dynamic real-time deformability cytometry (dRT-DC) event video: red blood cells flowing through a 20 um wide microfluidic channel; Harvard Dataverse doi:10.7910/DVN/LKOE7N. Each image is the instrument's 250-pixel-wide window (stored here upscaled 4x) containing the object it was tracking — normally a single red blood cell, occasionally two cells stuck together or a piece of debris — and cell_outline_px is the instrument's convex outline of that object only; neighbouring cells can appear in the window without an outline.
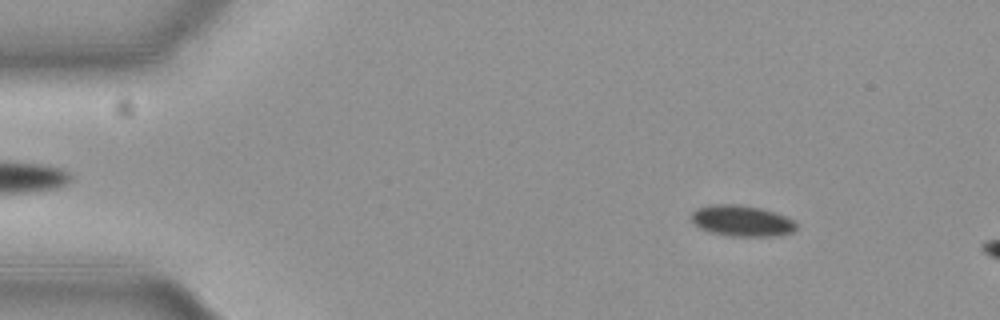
{"species": "common noctule bat (a hibernating species)", "species_latin": "Nyctalus noctula", "temperature_condition": "cold", "stored_images_in_passage": 14, "camera_frame_rate_fps": 3000, "um_per_image_px": 0.085, "animal": {"sex": "female", "body_mass_g": 19.3, "forearm_length_mm": 54.1}, "frame": {"image": 1, "passage_image": 7, "time_ms": 2.0, "image_size_px": [1000, 320], "cell_outline_px": [[796, 228], [792, 232], [780, 236], [724, 236], [708, 232], [700, 228], [692, 220], [692, 212], [696, 208], [708, 204], [740, 204], [760, 208], [776, 212], [792, 220], [796, 224]], "centroid_in_image_um": [63.03, 18.77], "position_along_channel_um": 22.0, "area_um2": 19.19}}